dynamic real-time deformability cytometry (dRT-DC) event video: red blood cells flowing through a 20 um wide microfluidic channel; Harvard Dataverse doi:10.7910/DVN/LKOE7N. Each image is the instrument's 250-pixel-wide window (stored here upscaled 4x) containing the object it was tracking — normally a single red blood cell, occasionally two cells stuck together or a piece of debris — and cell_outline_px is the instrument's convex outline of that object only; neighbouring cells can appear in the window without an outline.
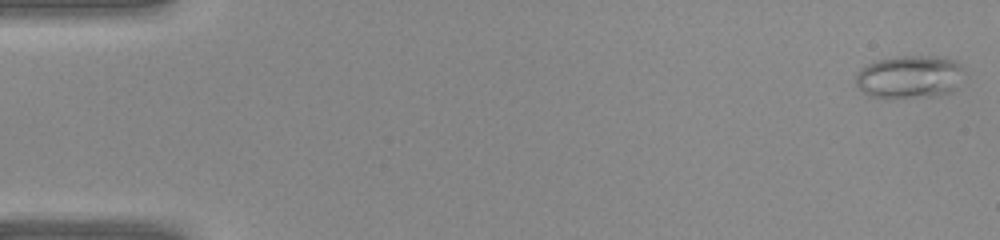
{"species": "common noctule bat (a hibernating species)", "species_latin": "Nyctalus noctula", "temperature_condition": "warm", "stored_images_in_passage": 41, "camera_frame_rate_fps": 3000, "um_per_image_px": 0.085, "animal": {"sex": "female", "body_mass_g": 22.0, "forearm_length_mm": 56.7}, "frame": {"image": 1, "passage_image": 1, "time_ms": 0.0, "image_size_px": [1000, 240], "cell_outline_px": [[960, 68], [956, 88], [948, 92], [928, 96], [868, 96], [860, 92], [856, 84], [856, 76], [860, 68], [876, 60], [896, 56], [936, 56], [956, 60]], "centroid_in_image_um": [77.21, 6.5], "position_along_channel_um": 7.8, "area_um2": 26.36}}
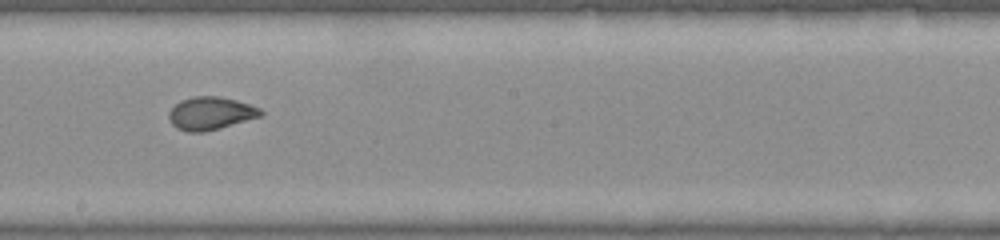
{"frame": {"image": 2, "passage_image": 23, "time_ms": 7.333, "image_size_px": [1000, 240], "cell_outline_px": [[264, 112], [260, 116], [220, 128], [204, 132], [188, 132], [176, 128], [172, 124], [168, 116], [168, 112], [180, 100], [192, 96], [220, 96], [236, 100], [260, 108]], "centroid_in_image_um": [17.87, 9.63], "position_along_channel_um": 230.3, "area_um2": 17.57}}
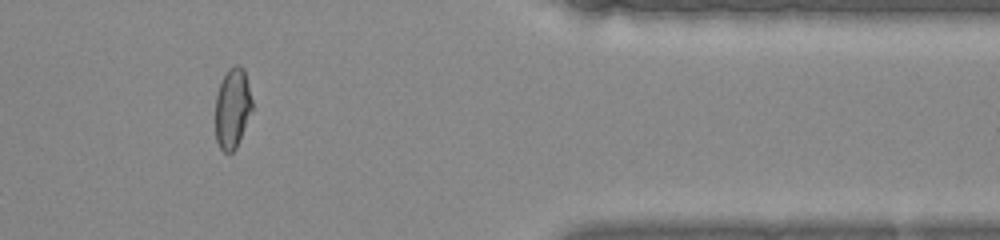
{"frame": {"image": 3, "passage_image": 34, "time_ms": 11.0, "image_size_px": [1000, 240], "cell_outline_px": [[252, 112], [236, 148], [232, 152], [224, 152], [220, 148], [216, 140], [216, 96], [220, 84], [228, 68], [236, 64], [244, 68], [252, 100]], "centroid_in_image_um": [19.77, 9.2], "position_along_channel_um": 391.6, "area_um2": 17.17}}